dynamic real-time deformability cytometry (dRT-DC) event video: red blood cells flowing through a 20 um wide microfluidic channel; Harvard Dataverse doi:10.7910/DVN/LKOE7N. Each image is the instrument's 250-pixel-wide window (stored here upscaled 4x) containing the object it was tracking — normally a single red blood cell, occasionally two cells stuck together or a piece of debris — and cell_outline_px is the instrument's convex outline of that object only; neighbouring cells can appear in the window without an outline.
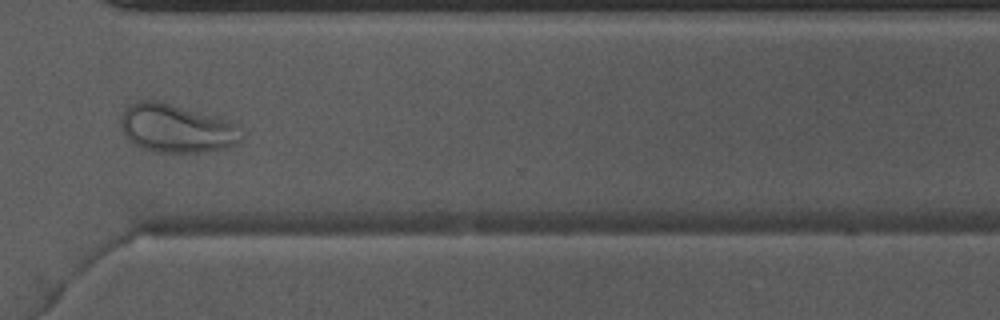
{"species": "Egyptian fruit bat (a non-hibernating species)", "species_latin": "Rousettus aegyptiacus", "temperature_condition": "warm", "stored_images_in_passage": 50, "camera_frame_rate_fps": 3000, "um_per_image_px": 0.085, "animal": {"sex": "male"}, "frame": {"image": 1, "passage_image": 36, "time_ms": 11.667, "image_size_px": [1000, 320], "cell_outline_px": [[244, 140], [240, 144], [224, 148], [200, 152], [156, 152], [140, 148], [124, 136], [120, 128], [120, 116], [132, 104], [140, 100], [156, 100], [228, 120], [236, 124], [244, 136]], "centroid_in_image_um": [15.01, 10.93], "position_along_channel_um": 355.6, "area_um2": 34.1}}